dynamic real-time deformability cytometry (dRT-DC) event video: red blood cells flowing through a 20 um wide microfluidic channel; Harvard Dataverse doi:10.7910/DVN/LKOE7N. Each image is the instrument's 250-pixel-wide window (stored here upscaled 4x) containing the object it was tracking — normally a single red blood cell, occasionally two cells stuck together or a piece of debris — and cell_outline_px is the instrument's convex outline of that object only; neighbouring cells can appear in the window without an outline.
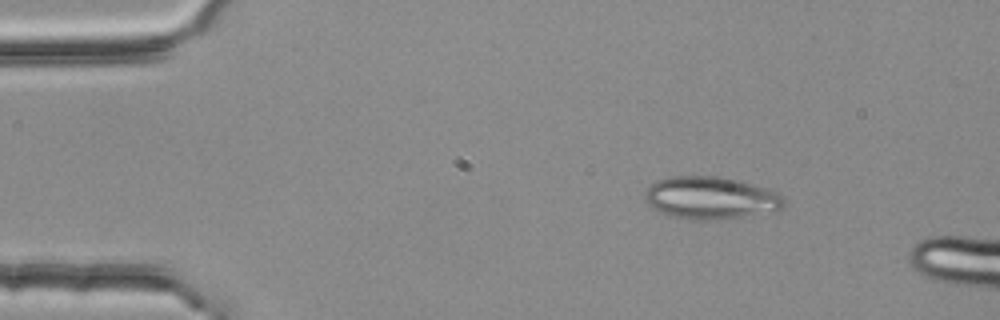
{"species": "common noctule bat (a hibernating species)", "species_latin": "Nyctalus noctula", "temperature_condition": "room temperature", "stored_images_in_passage": 2, "camera_frame_rate_fps": 3000, "um_per_image_px": 0.085, "animal": {"sex": "female", "body_mass_g": 25.1}, "frame": {"image": 1, "passage_image": 1, "time_ms": 0.0, "image_size_px": [1000, 320], "cell_outline_px": [[784, 204], [780, 208], [740, 216], [712, 220], [688, 220], [668, 216], [652, 208], [644, 196], [644, 192], [656, 180], [672, 176], [720, 176], [736, 180], [764, 188], [776, 192], [784, 196]], "centroid_in_image_um": [60.31, 16.81], "position_along_channel_um": 24.7, "area_um2": 33.93}}